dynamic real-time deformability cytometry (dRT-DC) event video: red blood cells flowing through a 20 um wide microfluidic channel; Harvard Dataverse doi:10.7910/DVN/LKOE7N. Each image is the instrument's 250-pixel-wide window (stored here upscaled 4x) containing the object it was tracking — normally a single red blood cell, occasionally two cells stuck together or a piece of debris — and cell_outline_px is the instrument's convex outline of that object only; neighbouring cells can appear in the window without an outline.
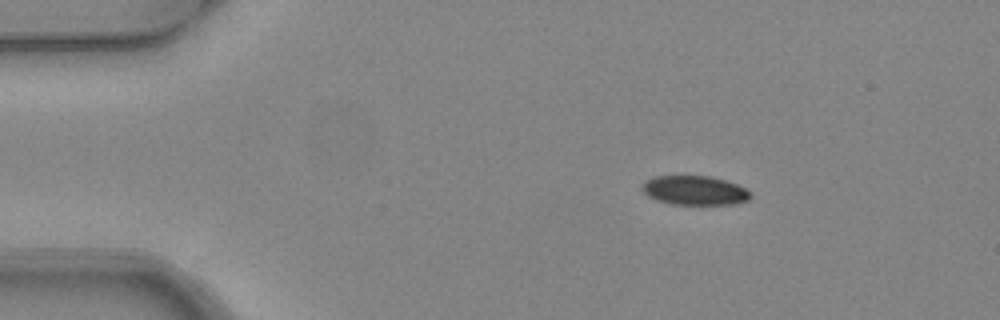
{"species": "common noctule bat (a hibernating species)", "species_latin": "Nyctalus noctula", "temperature_condition": "warm", "stored_images_in_passage": 3, "camera_frame_rate_fps": 3000, "um_per_image_px": 0.085, "animal": {"sex": "female", "body_mass_g": 24.6, "forearm_length_mm": 56.2}, "frame": {"image": 1, "passage_image": 1, "time_ms": 0.0, "image_size_px": [1000, 320], "cell_outline_px": [[752, 196], [748, 200], [732, 204], [672, 204], [656, 200], [648, 196], [644, 192], [644, 180], [652, 176], [708, 176], [724, 180], [736, 184], [752, 192]], "centroid_in_image_um": [59.05, 16.18], "position_along_channel_um": 26.0, "area_um2": 18.32}}